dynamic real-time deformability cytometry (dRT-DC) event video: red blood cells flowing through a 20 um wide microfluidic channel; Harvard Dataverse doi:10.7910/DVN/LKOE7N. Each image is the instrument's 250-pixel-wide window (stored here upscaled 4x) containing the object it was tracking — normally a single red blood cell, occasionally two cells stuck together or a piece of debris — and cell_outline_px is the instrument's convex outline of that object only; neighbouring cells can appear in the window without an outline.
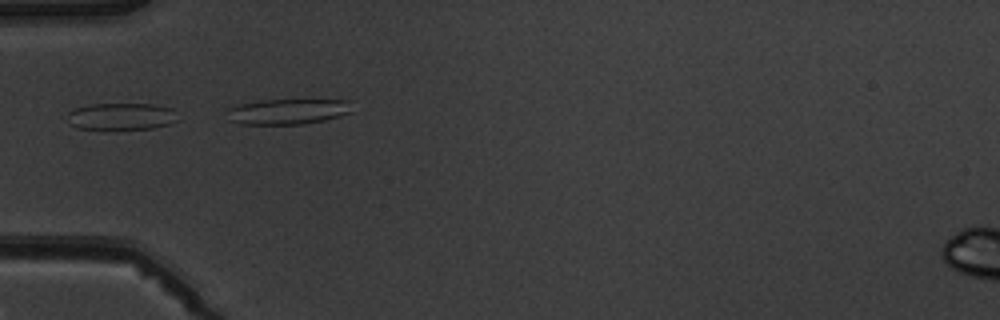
{"species": "common noctule bat (a hibernating species)", "species_latin": "Nyctalus noctula", "temperature_condition": "warm", "stored_images_in_passage": 5, "camera_frame_rate_fps": 3000, "um_per_image_px": 0.085, "animal": {"sex": "male", "body_mass_g": 19.5, "forearm_length_mm": 54.6}, "frame": {"image": 1, "passage_image": 5, "time_ms": 5.0, "image_size_px": [1000, 320], "cell_outline_px": [[180, 120], [168, 124], [152, 128], [76, 128], [68, 124], [68, 112], [76, 108], [88, 104], [156, 104], [172, 108]], "centroid_in_image_um": [10.32, 9.87], "position_along_channel_um": 74.7, "area_um2": 17.22}}